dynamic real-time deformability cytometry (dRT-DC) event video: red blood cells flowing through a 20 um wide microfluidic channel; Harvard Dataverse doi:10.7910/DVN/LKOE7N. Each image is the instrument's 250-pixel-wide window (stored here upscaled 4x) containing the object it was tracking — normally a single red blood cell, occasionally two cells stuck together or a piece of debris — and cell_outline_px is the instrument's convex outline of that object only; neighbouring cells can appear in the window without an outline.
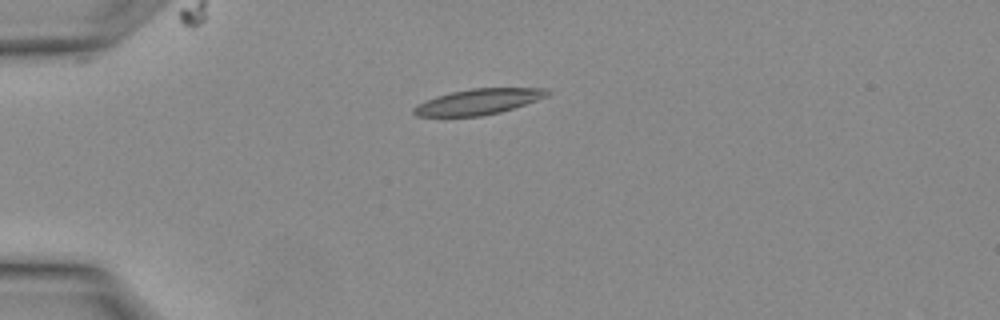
{"species": "Egyptian fruit bat (a non-hibernating species)", "species_latin": "Rousettus aegyptiacus", "temperature_condition": "warm", "stored_images_in_passage": 3, "camera_frame_rate_fps": 3000, "um_per_image_px": 0.085, "animal": {"sex": "female"}, "frame": {"image": 1, "passage_image": 3, "time_ms": 0.667, "image_size_px": [1000, 320], "cell_outline_px": [[552, 92], [548, 96], [500, 112], [480, 116], [416, 116], [412, 112], [412, 108], [436, 96], [452, 92], [472, 88], [548, 88]], "centroid_in_image_um": [40.69, 8.64], "position_along_channel_um": 44.3, "area_um2": 19.71}}